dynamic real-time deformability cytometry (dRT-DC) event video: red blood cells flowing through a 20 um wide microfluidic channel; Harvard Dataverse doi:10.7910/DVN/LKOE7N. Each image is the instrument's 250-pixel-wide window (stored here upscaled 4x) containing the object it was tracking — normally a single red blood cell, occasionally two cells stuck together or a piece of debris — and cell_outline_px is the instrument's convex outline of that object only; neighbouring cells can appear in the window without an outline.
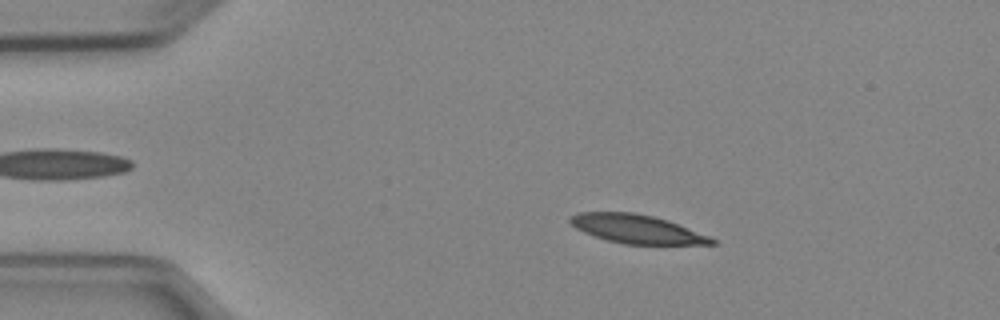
{"species": "Egyptian fruit bat (a non-hibernating species)", "species_latin": "Rousettus aegyptiacus", "temperature_condition": "cold", "stored_images_in_passage": 4, "camera_frame_rate_fps": 3000, "um_per_image_px": 0.085, "animal": {"sex": "female"}, "frame": {"image": 1, "passage_image": 2, "time_ms": 1.0, "image_size_px": [1000, 320], "cell_outline_px": [[716, 244], [624, 244], [608, 240], [584, 232], [576, 228], [568, 220], [572, 216], [580, 212], [632, 212], [652, 216], [668, 220], [708, 236], [716, 240]], "centroid_in_image_um": [54.12, 19.46], "position_along_channel_um": 30.9, "area_um2": 23.24}}
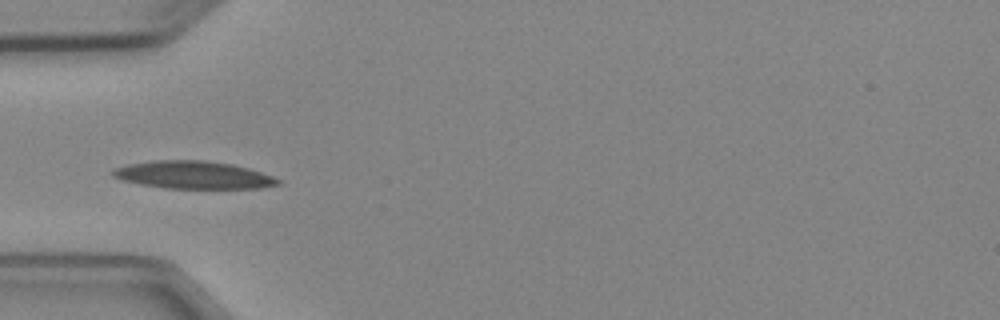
{"frame": {"image": 2, "passage_image": 4, "time_ms": 3.333, "image_size_px": [1000, 320], "cell_outline_px": [[280, 184], [260, 188], [164, 188], [140, 184], [124, 180], [112, 176], [112, 168], [128, 164], [152, 160], [204, 160], [232, 164], [248, 168], [272, 176], [280, 180]], "centroid_in_image_um": [16.4, 14.86], "position_along_channel_um": 68.6, "area_um2": 26.53}}